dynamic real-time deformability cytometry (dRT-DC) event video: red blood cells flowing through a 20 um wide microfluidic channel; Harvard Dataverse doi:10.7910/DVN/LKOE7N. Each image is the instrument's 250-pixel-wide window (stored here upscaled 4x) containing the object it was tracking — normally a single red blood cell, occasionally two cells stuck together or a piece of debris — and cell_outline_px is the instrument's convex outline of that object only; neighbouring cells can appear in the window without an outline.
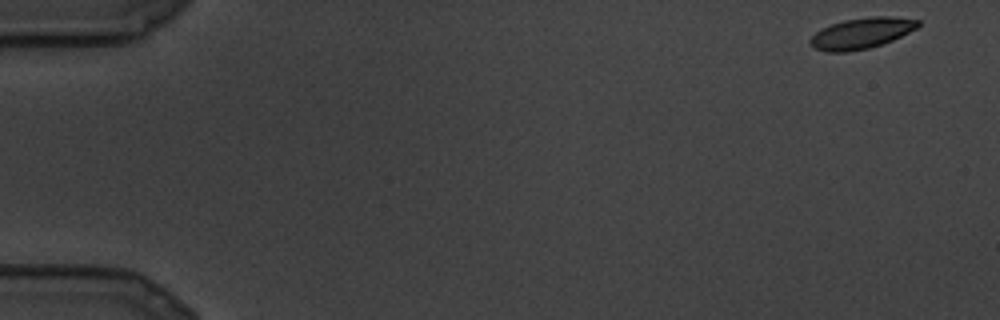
{"species": "common noctule bat (a hibernating species)", "species_latin": "Nyctalus noctula", "temperature_condition": "cold", "stored_images_in_passage": 27, "camera_frame_rate_fps": 3000, "um_per_image_px": 0.085, "animal": {"sex": "male", "body_mass_g": 19.5, "forearm_length_mm": 54.6}, "frame": {"image": 1, "passage_image": 1, "time_ms": 0.0, "image_size_px": [1000, 320], "cell_outline_px": [[920, 24], [916, 28], [892, 40], [868, 48], [848, 52], [828, 52], [816, 48], [808, 40], [820, 28], [844, 20], [872, 16], [892, 16], [920, 20]], "centroid_in_image_um": [73.22, 2.81], "position_along_channel_um": 11.8, "area_um2": 19.19}}
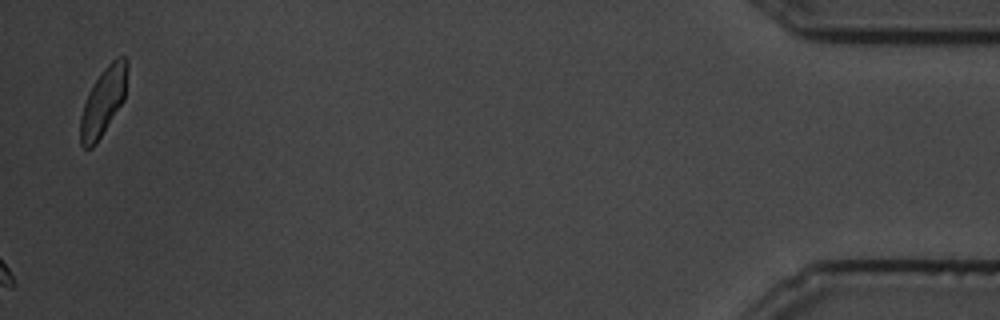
{"frame": {"image": 2, "passage_image": 27, "time_ms": 8.667, "image_size_px": [1000, 320], "cell_outline_px": [[128, 68], [124, 100], [96, 144], [92, 148], [84, 148], [80, 144], [80, 116], [88, 92], [104, 68], [116, 56], [124, 56], [128, 60]], "centroid_in_image_um": [8.78, 8.62], "position_along_channel_um": 426.4, "area_um2": 18.55}}